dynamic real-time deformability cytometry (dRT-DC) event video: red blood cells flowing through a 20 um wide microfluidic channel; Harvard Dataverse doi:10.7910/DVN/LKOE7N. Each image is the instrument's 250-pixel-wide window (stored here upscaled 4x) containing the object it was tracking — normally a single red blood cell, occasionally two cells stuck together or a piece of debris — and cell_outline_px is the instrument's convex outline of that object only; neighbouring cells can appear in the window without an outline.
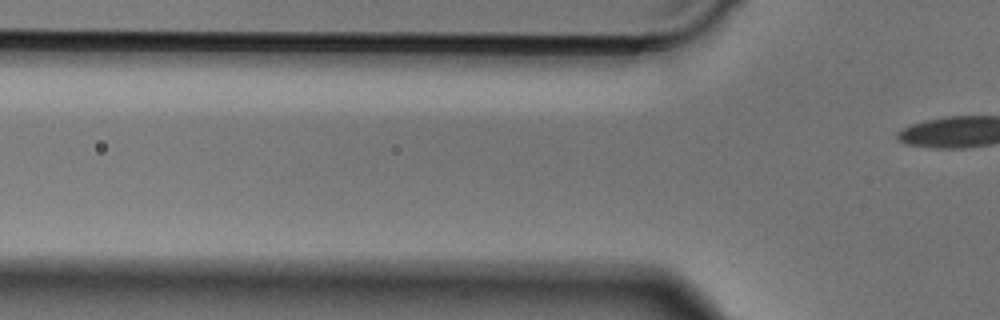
{"species": "Egyptian fruit bat (a non-hibernating species)", "species_latin": "Rousettus aegyptiacus", "temperature_condition": "cold", "stored_images_in_passage": 3, "camera_frame_rate_fps": 3000, "um_per_image_px": 0.085, "animal": {"sex": "male"}, "frame": {"image": 1, "passage_image": 3, "time_ms": 0.667, "image_size_px": [1000, 320], "cell_outline_px": [[784, 44], [724, 100], [708, 104], [704, 100], [704, 96], [748, 56], [768, 40], [780, 40]], "centroid_in_image_um": [63.12, 6.1], "position_along_channel_um": 62.7, "area_um2": 10.17}}